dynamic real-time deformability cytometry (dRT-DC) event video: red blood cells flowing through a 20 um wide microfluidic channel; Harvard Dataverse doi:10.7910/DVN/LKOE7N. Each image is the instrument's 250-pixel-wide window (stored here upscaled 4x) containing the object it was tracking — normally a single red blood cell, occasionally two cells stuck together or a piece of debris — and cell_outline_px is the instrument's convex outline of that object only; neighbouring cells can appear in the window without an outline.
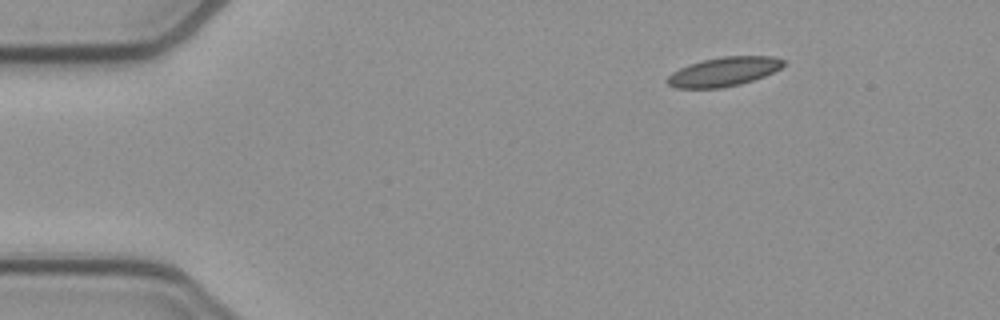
{"species": "common noctule bat (a hibernating species)", "species_latin": "Nyctalus noctula", "temperature_condition": "cold", "stored_images_in_passage": 46, "camera_frame_rate_fps": 3000, "um_per_image_px": 0.085, "animal": {"sex": "female", "body_mass_g": 21.9}, "frame": {"image": 1, "passage_image": 1, "time_ms": 0.0, "image_size_px": [1000, 320], "cell_outline_px": [[784, 64], [780, 68], [764, 76], [740, 84], [724, 88], [676, 88], [668, 84], [664, 80], [672, 72], [688, 64], [720, 56], [772, 56], [784, 60]], "centroid_in_image_um": [61.48, 6.09], "position_along_channel_um": 23.5, "area_um2": 19.71}}
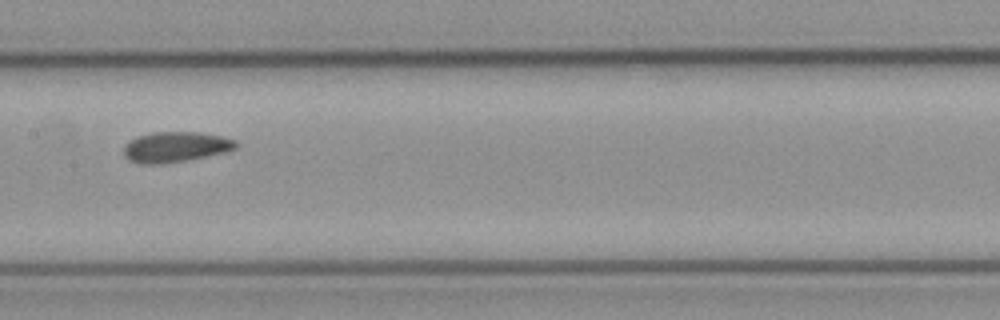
{"frame": {"image": 2, "passage_image": 20, "time_ms": 6.333, "image_size_px": [1000, 320], "cell_outline_px": [[236, 148], [228, 152], [164, 164], [140, 164], [128, 160], [124, 156], [124, 148], [136, 136], [156, 132], [200, 132], [220, 136], [236, 140]], "centroid_in_image_um": [14.93, 12.5], "position_along_channel_um": 192.5, "area_um2": 19.83}}
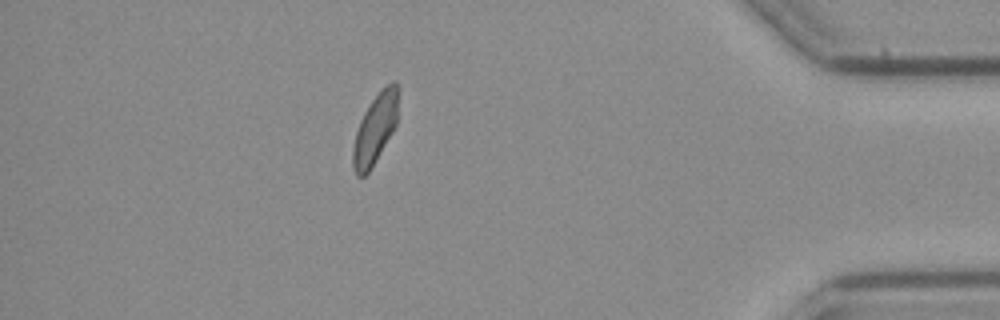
{"frame": {"image": 3, "passage_image": 40, "time_ms": 13.0, "image_size_px": [1000, 320], "cell_outline_px": [[400, 88], [396, 124], [392, 132], [368, 172], [364, 176], [356, 176], [352, 168], [352, 148], [356, 132], [360, 120], [364, 112], [372, 100], [392, 80], [396, 80]], "centroid_in_image_um": [31.89, 10.92], "position_along_channel_um": 403.3, "area_um2": 18.38}, "authors_computed_cell_mechanics": {"area_um2": 19.4786, "velocity_mm_per_s": 3.8675, "shape_relaxation_time_tau1_ms": null, "shape_relaxation_time_tau2_ms": 2.8701, "deformation_change_tau1": null, "deformation_change_tau2": 0.0762}}